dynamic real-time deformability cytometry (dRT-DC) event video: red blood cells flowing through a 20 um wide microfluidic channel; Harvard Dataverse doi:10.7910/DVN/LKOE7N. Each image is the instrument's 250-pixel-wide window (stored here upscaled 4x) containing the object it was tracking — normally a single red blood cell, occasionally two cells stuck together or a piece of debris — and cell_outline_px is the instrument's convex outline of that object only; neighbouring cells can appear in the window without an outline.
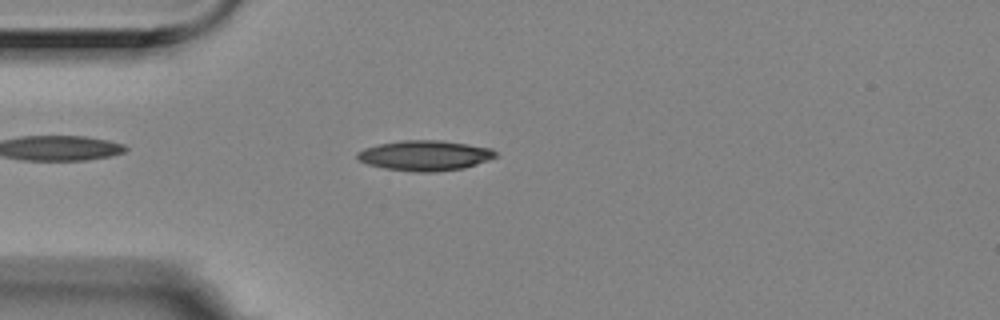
{"species": "Egyptian fruit bat (a non-hibernating species)", "species_latin": "Rousettus aegyptiacus", "temperature_condition": "room temperature", "stored_images_in_passage": 6, "camera_frame_rate_fps": 3000, "um_per_image_px": 0.085, "animal": {"sex": "female"}, "frame": {"image": 1, "passage_image": 3, "time_ms": 0.667, "image_size_px": [1000, 320], "cell_outline_px": [[496, 156], [488, 160], [464, 168], [436, 172], [412, 172], [384, 168], [368, 164], [360, 160], [356, 156], [356, 152], [364, 148], [380, 144], [400, 140], [440, 140], [468, 144], [492, 148], [496, 152]], "centroid_in_image_um": [36.11, 13.22], "position_along_channel_um": 48.9, "area_um2": 24.39}}
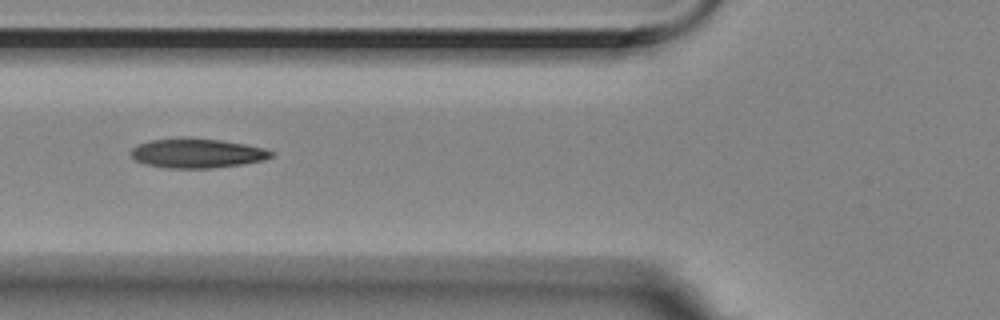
{"frame": {"image": 2, "passage_image": 5, "time_ms": 1.333, "image_size_px": [1000, 320], "cell_outline_px": [[276, 152], [272, 156], [264, 160], [240, 164], [212, 168], [168, 168], [148, 164], [136, 160], [128, 152], [136, 144], [152, 140], [180, 136], [188, 136], [220, 140], [244, 144], [264, 148]], "centroid_in_image_um": [16.73, 13.0], "position_along_channel_um": 109.1, "area_um2": 24.33}}
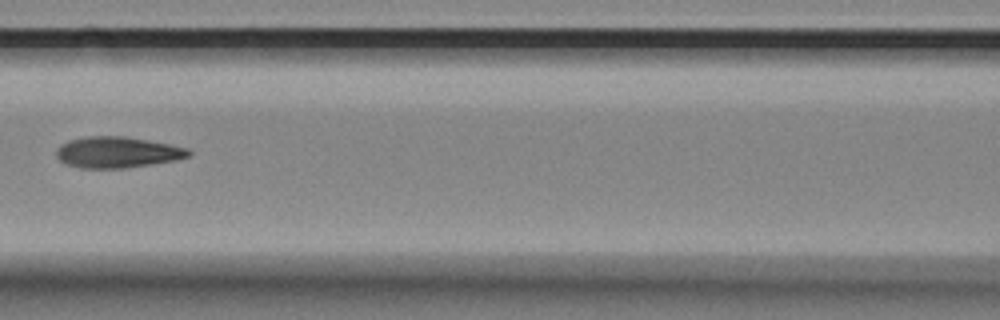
{"frame": {"image": 3, "passage_image": 6, "time_ms": 1.667, "image_size_px": [1000, 320], "cell_outline_px": [[192, 152], [188, 156], [176, 160], [152, 164], [124, 168], [80, 168], [64, 164], [56, 156], [56, 148], [60, 144], [68, 140], [88, 136], [124, 136], [168, 144], [188, 148]], "centroid_in_image_um": [9.92, 12.94], "position_along_channel_um": 156.7, "area_um2": 23.99}}